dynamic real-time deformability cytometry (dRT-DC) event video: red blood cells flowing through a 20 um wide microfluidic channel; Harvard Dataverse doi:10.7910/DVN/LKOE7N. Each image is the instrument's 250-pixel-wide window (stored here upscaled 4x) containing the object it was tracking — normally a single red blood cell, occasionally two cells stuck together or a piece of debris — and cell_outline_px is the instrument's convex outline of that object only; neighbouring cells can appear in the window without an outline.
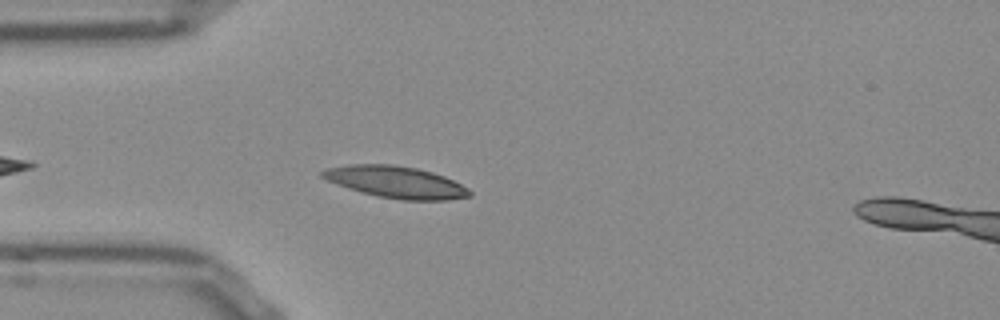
{"species": "Egyptian fruit bat (a non-hibernating species)", "species_latin": "Rousettus aegyptiacus", "temperature_condition": "room temperature", "stored_images_in_passage": 28, "camera_frame_rate_fps": 3000, "um_per_image_px": 0.085, "frame": {"image": 1, "passage_image": 4, "time_ms": 1.0, "image_size_px": [1000, 320], "cell_outline_px": [[472, 196], [444, 200], [404, 200], [376, 196], [360, 192], [348, 188], [328, 180], [320, 176], [320, 172], [328, 168], [348, 164], [392, 164], [416, 168], [432, 172], [444, 176], [468, 188], [472, 192]], "centroid_in_image_um": [33.65, 15.47], "position_along_channel_um": 51.4, "area_um2": 27.17}}
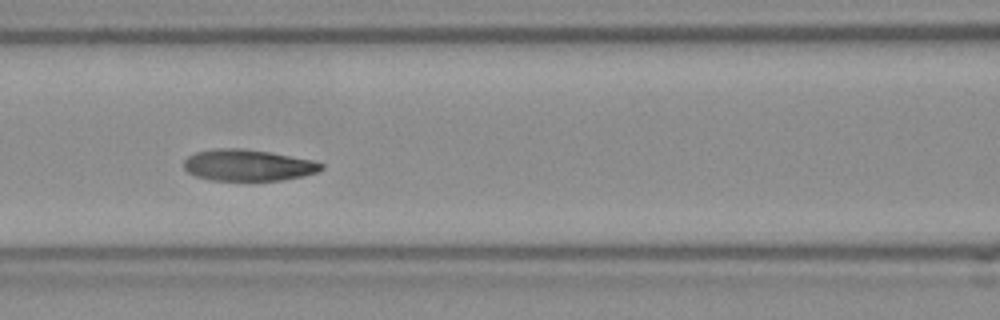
{"frame": {"image": 2, "passage_image": 12, "time_ms": 3.667, "image_size_px": [1000, 320], "cell_outline_px": [[324, 168], [320, 172], [304, 176], [280, 180], [212, 180], [196, 176], [188, 172], [184, 168], [184, 160], [188, 156], [196, 152], [216, 148], [240, 148], [268, 152], [312, 160], [324, 164]], "centroid_in_image_um": [21.09, 14.04], "position_along_channel_um": 145.5, "area_um2": 25.09}}
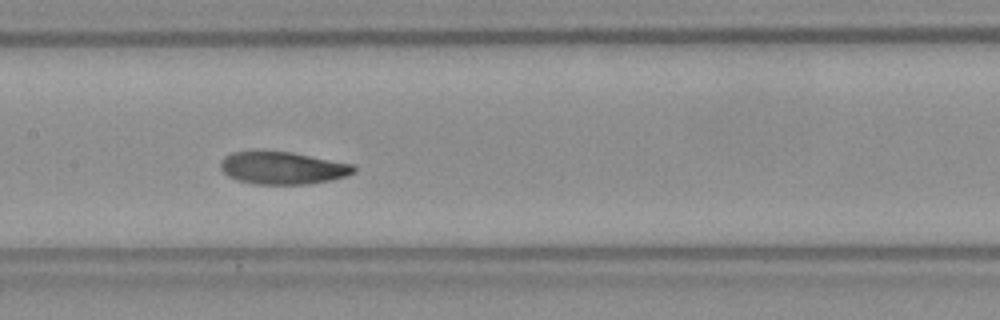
{"frame": {"image": 3, "passage_image": 15, "time_ms": 4.667, "image_size_px": [1000, 320], "cell_outline_px": [[356, 168], [348, 176], [308, 184], [252, 184], [236, 180], [228, 176], [220, 168], [220, 164], [224, 156], [232, 152], [292, 152], [352, 164]], "centroid_in_image_um": [24.0, 14.29], "position_along_channel_um": 183.4, "area_um2": 24.97}}